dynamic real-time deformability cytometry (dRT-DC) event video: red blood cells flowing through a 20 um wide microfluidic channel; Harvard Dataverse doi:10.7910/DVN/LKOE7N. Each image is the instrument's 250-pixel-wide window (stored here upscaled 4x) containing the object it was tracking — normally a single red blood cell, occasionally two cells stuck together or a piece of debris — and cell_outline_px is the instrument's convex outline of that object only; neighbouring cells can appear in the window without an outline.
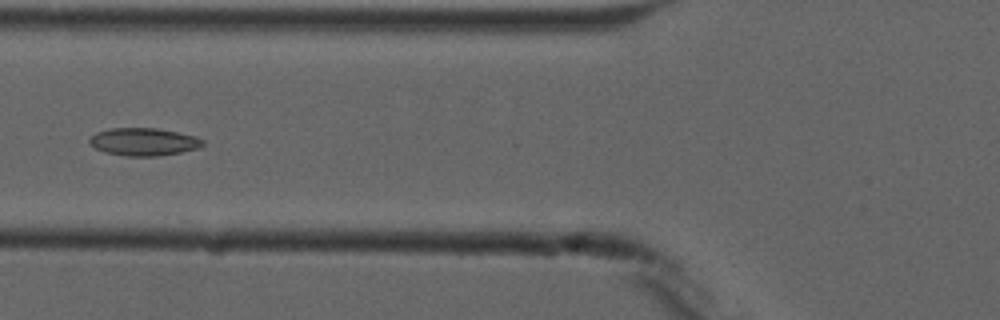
{"species": "common noctule bat (a hibernating species)", "species_latin": "Nyctalus noctula", "temperature_condition": "cold", "stored_images_in_passage": 8, "camera_frame_rate_fps": 3000, "um_per_image_px": 0.085, "animal": {"sex": "male", "forearm_length_mm": 52.5}, "frame": {"image": 1, "passage_image": 6, "time_ms": 6.0, "image_size_px": [1000, 320], "cell_outline_px": [[204, 144], [196, 148], [180, 152], [156, 156], [128, 156], [104, 152], [88, 144], [88, 140], [96, 132], [108, 128], [156, 128], [196, 136], [204, 140]], "centroid_in_image_um": [12.17, 12.04], "position_along_channel_um": 113.6, "area_um2": 18.21}}
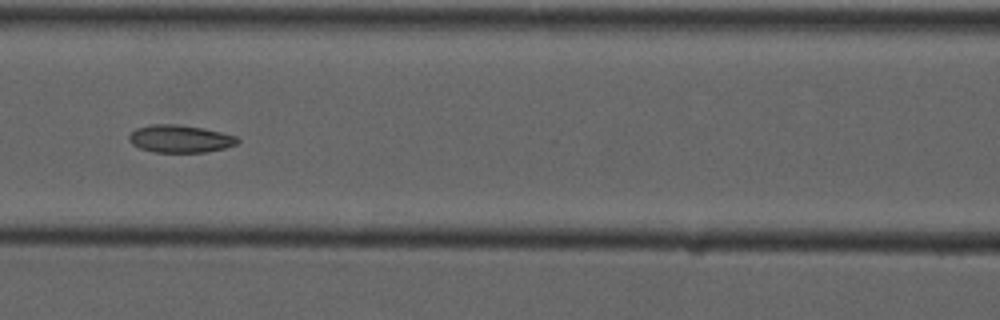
{"frame": {"image": 2, "passage_image": 7, "time_ms": 7.0, "image_size_px": [1000, 320], "cell_outline_px": [[240, 140], [236, 144], [224, 148], [204, 152], [156, 152], [140, 148], [132, 144], [128, 140], [128, 136], [136, 128], [152, 124], [176, 124], [200, 128], [220, 132], [236, 136]], "centroid_in_image_um": [15.28, 11.8], "position_along_channel_um": 151.3, "area_um2": 17.22}}
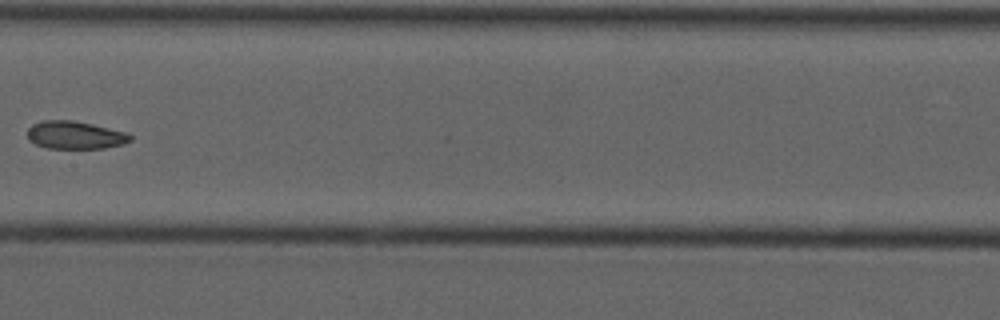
{"frame": {"image": 3, "passage_image": 8, "time_ms": 8.333, "image_size_px": [1000, 320], "cell_outline_px": [[132, 140], [124, 144], [104, 148], [48, 148], [36, 144], [28, 140], [28, 128], [32, 124], [40, 120], [72, 120], [92, 124], [128, 132], [132, 136]], "centroid_in_image_um": [6.39, 11.47], "position_along_channel_um": 201.0, "area_um2": 16.82}}